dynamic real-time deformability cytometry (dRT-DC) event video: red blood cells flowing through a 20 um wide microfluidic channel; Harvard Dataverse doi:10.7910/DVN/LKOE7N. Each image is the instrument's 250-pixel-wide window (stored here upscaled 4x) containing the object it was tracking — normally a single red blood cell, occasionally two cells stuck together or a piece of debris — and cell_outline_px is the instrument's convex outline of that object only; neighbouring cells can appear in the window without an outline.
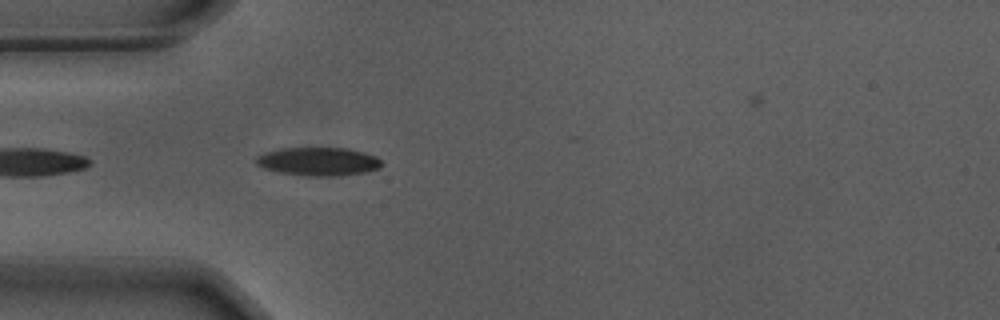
{"species": "Egyptian fruit bat (a non-hibernating species)", "species_latin": "Rousettus aegyptiacus", "temperature_condition": "warm", "stored_images_in_passage": 13, "camera_frame_rate_fps": 3000, "um_per_image_px": 0.085, "animal": {"sex": "male"}, "frame": {"image": 1, "passage_image": 3, "time_ms": 0.667, "image_size_px": [1000, 320], "cell_outline_px": [[384, 164], [380, 168], [364, 172], [344, 176], [304, 176], [276, 172], [264, 168], [256, 164], [256, 156], [264, 152], [280, 148], [344, 148], [376, 156]], "centroid_in_image_um": [27.03, 13.74], "position_along_channel_um": 58.0, "area_um2": 20.92}}
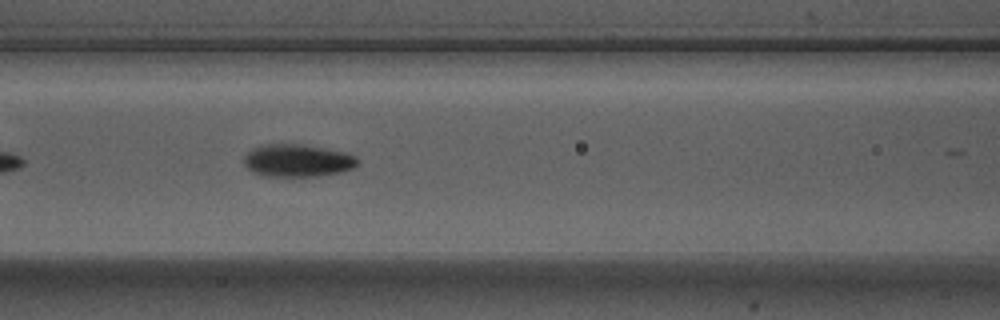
{"frame": {"image": 2, "passage_image": 10, "time_ms": 3.0, "image_size_px": [1000, 320], "cell_outline_px": [[360, 164], [352, 168], [340, 172], [316, 176], [260, 176], [252, 172], [244, 164], [244, 156], [252, 148], [268, 144], [300, 144], [348, 152], [356, 156], [360, 160]], "centroid_in_image_um": [25.31, 13.65], "position_along_channel_um": 141.3, "area_um2": 21.73}}